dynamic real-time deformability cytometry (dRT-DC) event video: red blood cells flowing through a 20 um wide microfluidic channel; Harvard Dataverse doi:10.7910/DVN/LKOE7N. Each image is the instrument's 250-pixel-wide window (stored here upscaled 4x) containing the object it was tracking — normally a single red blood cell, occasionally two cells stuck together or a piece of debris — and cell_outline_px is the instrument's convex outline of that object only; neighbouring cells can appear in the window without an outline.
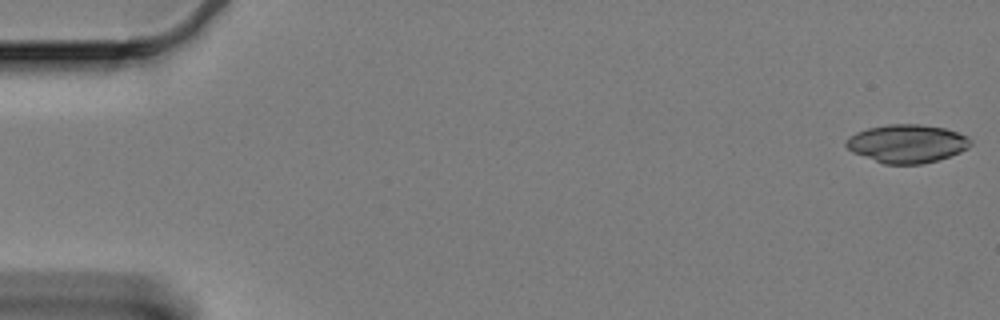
{"species": "Egyptian fruit bat (a non-hibernating species)", "species_latin": "Rousettus aegyptiacus", "temperature_condition": "cold", "stored_images_in_passage": 57, "camera_frame_rate_fps": 3000, "um_per_image_px": 0.085, "animal": {"sex": "female"}, "frame": {"image": 1, "passage_image": 1, "time_ms": 0.0, "image_size_px": [1000, 320], "cell_outline_px": [[972, 144], [968, 148], [960, 152], [936, 160], [920, 164], [884, 164], [852, 152], [844, 144], [844, 140], [848, 136], [856, 132], [868, 128], [888, 124], [920, 124], [944, 128], [968, 136], [972, 140]], "centroid_in_image_um": [77.07, 12.2], "position_along_channel_um": 7.9, "area_um2": 27.8}}
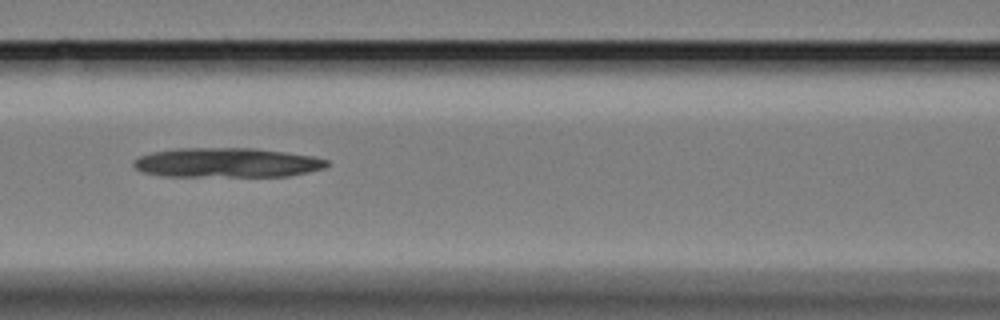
{"frame": {"image": 2, "passage_image": 26, "time_ms": 8.333, "image_size_px": [1000, 320], "cell_outline_px": [[328, 164], [324, 168], [308, 172], [288, 176], [168, 176], [144, 172], [136, 168], [132, 164], [132, 160], [140, 156], [152, 152], [176, 148], [256, 148], [312, 156], [328, 160]], "centroid_in_image_um": [19.28, 13.82], "position_along_channel_um": 147.3, "area_um2": 33.18}}
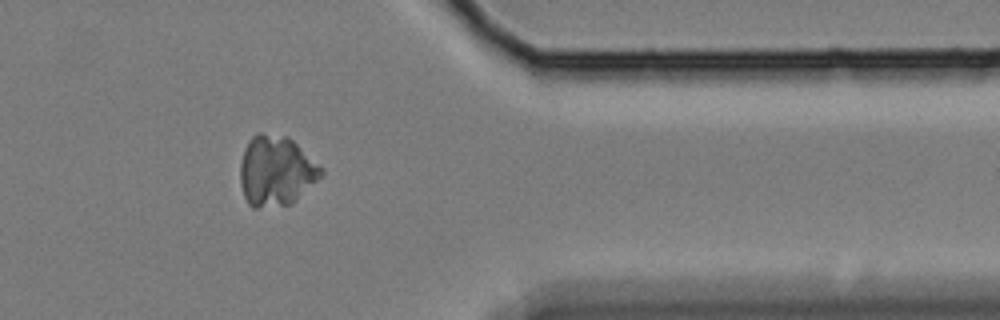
{"frame": {"image": 3, "passage_image": 49, "time_ms": 16.0, "image_size_px": [1000, 320], "cell_outline_px": [[324, 176], [296, 200], [288, 204], [256, 208], [252, 208], [248, 204], [244, 196], [240, 184], [240, 164], [244, 148], [248, 140], [256, 132], [260, 132], [288, 136], [324, 168]], "centroid_in_image_um": [23.47, 14.51], "position_along_channel_um": 387.9, "area_um2": 33.58}}